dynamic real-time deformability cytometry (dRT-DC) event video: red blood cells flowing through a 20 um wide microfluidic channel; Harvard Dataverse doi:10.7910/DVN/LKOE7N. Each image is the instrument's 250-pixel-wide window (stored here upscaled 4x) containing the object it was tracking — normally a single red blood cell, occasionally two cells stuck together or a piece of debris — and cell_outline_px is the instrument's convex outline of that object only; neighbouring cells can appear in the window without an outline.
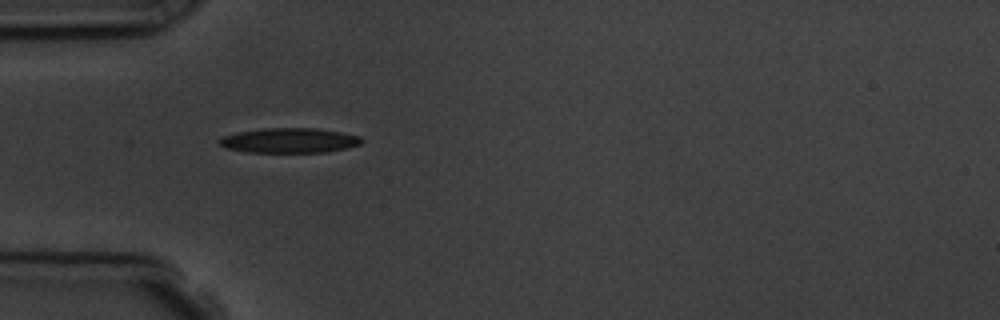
{"species": "common noctule bat (a hibernating species)", "species_latin": "Nyctalus noctula", "temperature_condition": "room temperature", "stored_images_in_passage": 12, "camera_frame_rate_fps": 3000, "um_per_image_px": 0.085, "animal": {"sex": "male", "body_mass_g": 19.5, "forearm_length_mm": 54.6}, "frame": {"image": 1, "passage_image": 1, "time_ms": 0.0, "image_size_px": [1000, 320], "cell_outline_px": [[364, 140], [360, 144], [328, 152], [248, 152], [224, 148], [216, 140], [224, 136], [236, 132], [264, 128], [316, 128], [340, 132], [360, 136]], "centroid_in_image_um": [24.56, 11.93], "position_along_channel_um": 60.4, "area_um2": 20.63}}